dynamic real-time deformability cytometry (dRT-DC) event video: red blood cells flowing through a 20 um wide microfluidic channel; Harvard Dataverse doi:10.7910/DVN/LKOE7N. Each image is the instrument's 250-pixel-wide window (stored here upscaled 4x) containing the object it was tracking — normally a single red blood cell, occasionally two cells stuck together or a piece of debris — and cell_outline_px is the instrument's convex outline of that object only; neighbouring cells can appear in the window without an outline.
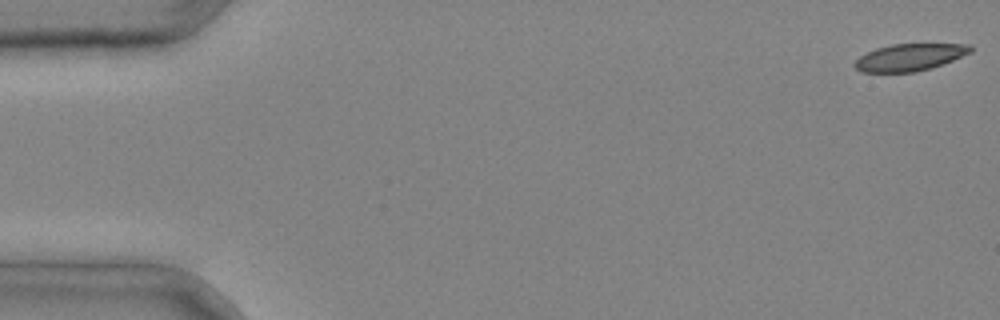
{"species": "common noctule bat (a hibernating species)", "species_latin": "Nyctalus noctula", "temperature_condition": "cold", "stored_images_in_passage": 4, "camera_frame_rate_fps": 3000, "um_per_image_px": 0.085, "animal": {"sex": "male", "body_mass_g": 20.4}, "frame": {"image": 1, "passage_image": 1, "time_ms": 0.0, "image_size_px": [1000, 320], "cell_outline_px": [[972, 52], [932, 68], [916, 72], [860, 72], [852, 64], [860, 56], [876, 48], [892, 44], [972, 44]], "centroid_in_image_um": [77.32, 4.87], "position_along_channel_um": 7.7, "area_um2": 18.26}}
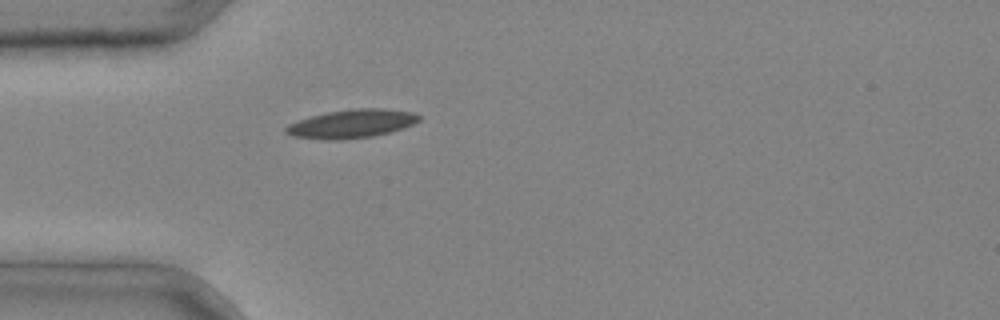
{"frame": {"image": 2, "passage_image": 4, "time_ms": 1.0, "image_size_px": [1000, 320], "cell_outline_px": [[420, 120], [404, 128], [372, 136], [340, 140], [320, 140], [292, 136], [284, 132], [284, 128], [288, 124], [312, 116], [328, 112], [352, 108], [380, 108], [412, 112], [420, 116]], "centroid_in_image_um": [29.86, 10.52], "position_along_channel_um": 55.1, "area_um2": 22.08}}